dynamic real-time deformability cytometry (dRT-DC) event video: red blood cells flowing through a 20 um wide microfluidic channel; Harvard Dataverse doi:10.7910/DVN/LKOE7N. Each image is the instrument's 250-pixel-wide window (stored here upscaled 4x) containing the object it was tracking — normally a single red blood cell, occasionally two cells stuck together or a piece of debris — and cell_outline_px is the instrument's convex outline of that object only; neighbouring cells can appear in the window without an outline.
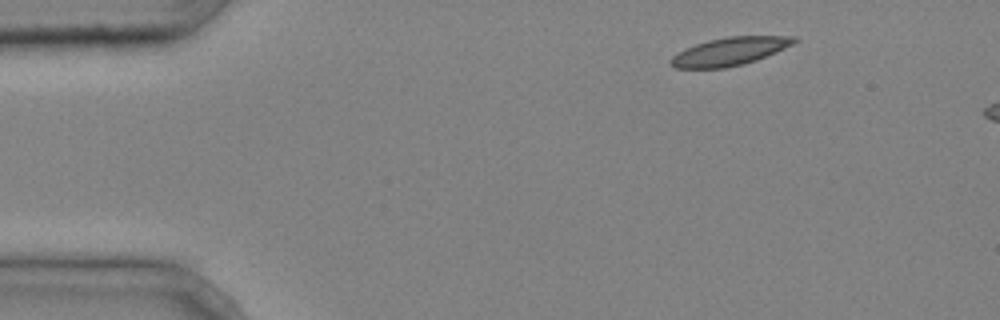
{"species": "common noctule bat (a hibernating species)", "species_latin": "Nyctalus noctula", "temperature_condition": "cold", "stored_images_in_passage": 2, "camera_frame_rate_fps": 3000, "um_per_image_px": 0.085, "animal": {"sex": "male", "body_mass_g": 20.4}, "frame": {"image": 1, "passage_image": 1, "time_ms": 0.0, "image_size_px": [1000, 320], "cell_outline_px": [[800, 40], [776, 52], [756, 60], [744, 64], [724, 68], [676, 68], [668, 64], [668, 60], [676, 52], [684, 48], [708, 40], [728, 36], [796, 36]], "centroid_in_image_um": [61.99, 4.37], "position_along_channel_um": 23.0, "area_um2": 20.35}}